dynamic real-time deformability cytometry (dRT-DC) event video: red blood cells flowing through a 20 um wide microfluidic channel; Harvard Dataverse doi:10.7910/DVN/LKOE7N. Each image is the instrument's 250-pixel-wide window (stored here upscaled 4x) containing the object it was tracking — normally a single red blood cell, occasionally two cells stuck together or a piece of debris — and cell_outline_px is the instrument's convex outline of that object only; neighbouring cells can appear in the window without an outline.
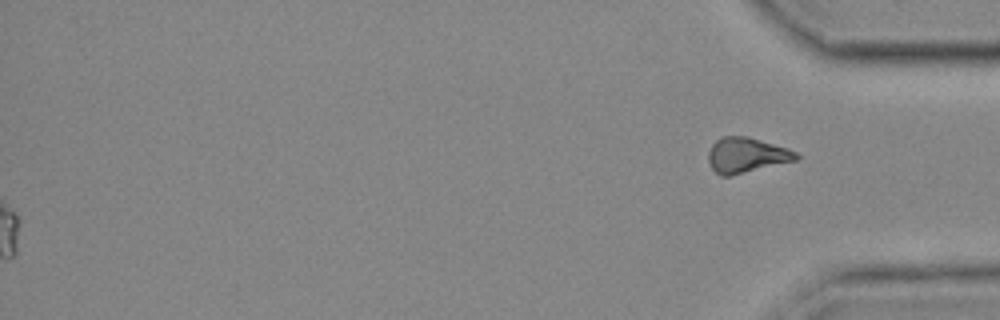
{"species": "common noctule bat (a hibernating species)", "species_latin": "Nyctalus noctula", "temperature_condition": "cold", "stored_images_in_passage": 53, "segment_of_instrument_passage": [2, 2], "camera_frame_rate_fps": 3000, "um_per_image_px": 0.085, "animal": {"sex": "female", "body_mass_g": 25.1}, "frame": {"image": 1, "passage_image": 53, "time_ms": 17.333, "image_size_px": [1000, 320], "cell_outline_px": [[800, 156], [796, 160], [732, 176], [720, 176], [712, 168], [708, 160], [708, 152], [712, 144], [720, 136], [748, 136], [788, 148], [796, 152]], "centroid_in_image_um": [63.43, 13.18], "position_along_channel_um": 371.8, "area_um2": 18.15}}